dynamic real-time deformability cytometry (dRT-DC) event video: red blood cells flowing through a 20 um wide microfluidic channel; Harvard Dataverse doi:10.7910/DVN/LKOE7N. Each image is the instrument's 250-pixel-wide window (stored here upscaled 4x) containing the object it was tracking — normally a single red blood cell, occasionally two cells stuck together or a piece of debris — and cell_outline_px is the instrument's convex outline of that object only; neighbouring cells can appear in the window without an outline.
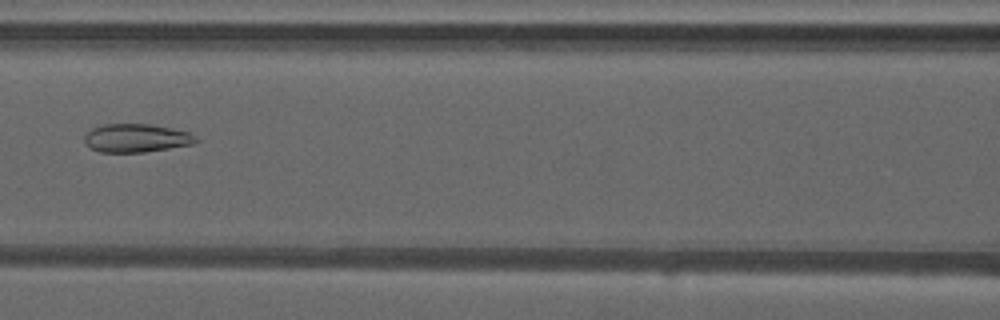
{"species": "common noctule bat (a hibernating species)", "species_latin": "Nyctalus noctula", "temperature_condition": "warm", "stored_images_in_passage": 44, "camera_frame_rate_fps": 3000, "um_per_image_px": 0.085, "animal": {"sex": "male", "forearm_length_mm": 52.5}, "frame": {"image": 1, "passage_image": 18, "time_ms": 5.667, "image_size_px": [1000, 320], "cell_outline_px": [[200, 140], [192, 144], [144, 152], [100, 152], [88, 148], [84, 144], [84, 136], [92, 128], [104, 124], [148, 124], [172, 128], [188, 132], [196, 136]], "centroid_in_image_um": [11.55, 11.74], "position_along_channel_um": 155.1, "area_um2": 18.5}}
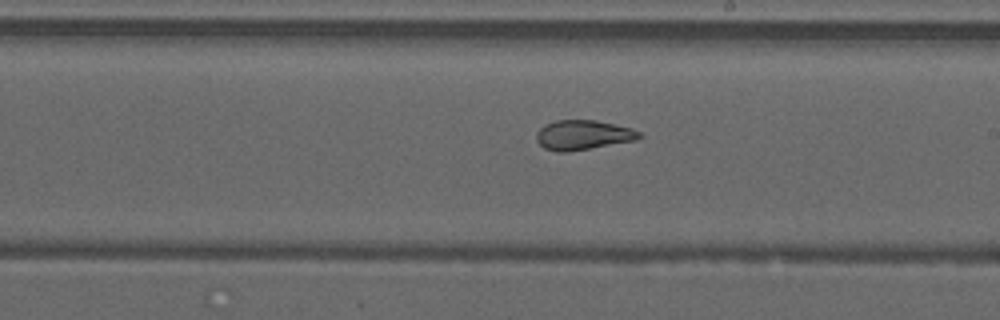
{"frame": {"image": 2, "passage_image": 24, "time_ms": 7.667, "image_size_px": [1000, 320], "cell_outline_px": [[644, 136], [636, 140], [568, 152], [556, 152], [544, 148], [536, 140], [536, 132], [544, 124], [556, 120], [596, 120], [632, 128], [640, 132]], "centroid_in_image_um": [49.55, 11.47], "position_along_channel_um": 239.5, "area_um2": 17.92}}
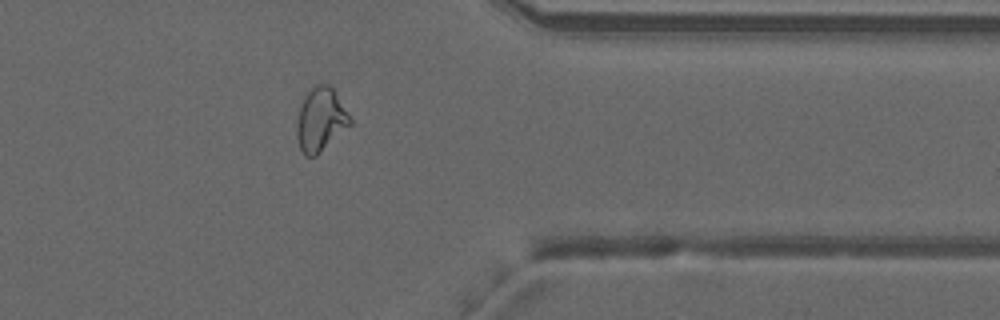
{"frame": {"image": 3, "passage_image": 35, "time_ms": 11.333, "image_size_px": [1000, 320], "cell_outline_px": [[352, 124], [316, 156], [304, 156], [300, 148], [296, 136], [296, 120], [304, 96], [316, 84], [328, 84], [332, 88], [352, 120]], "centroid_in_image_um": [27.23, 10.19], "position_along_channel_um": 384.2, "area_um2": 19.59}, "authors_computed_cell_mechanics": {"area_um2": 20.3745, "velocity_mm_per_s": 4.2326, "shape_relaxation_time_tau1_ms": null, "shape_relaxation_time_tau2_ms": 1.1699, "deformation_change_tau1": null, "deformation_change_tau2": 0.0735}}